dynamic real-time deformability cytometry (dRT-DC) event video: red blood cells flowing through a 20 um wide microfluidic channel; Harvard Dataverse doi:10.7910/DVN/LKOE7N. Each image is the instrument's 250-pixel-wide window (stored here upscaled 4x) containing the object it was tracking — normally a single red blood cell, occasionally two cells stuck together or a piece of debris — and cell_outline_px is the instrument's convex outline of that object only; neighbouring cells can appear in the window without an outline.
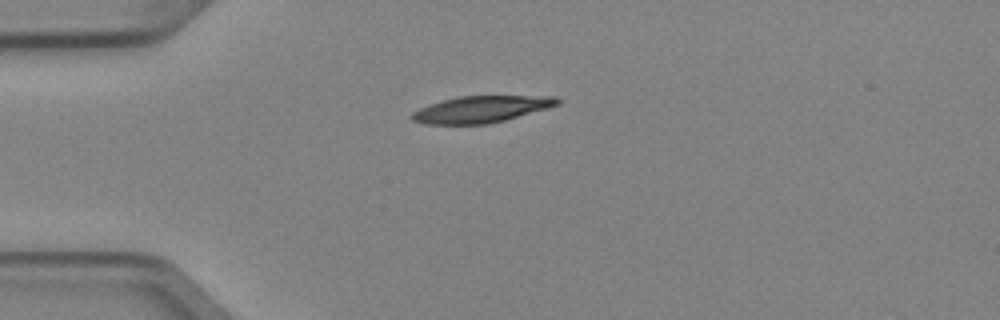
{"species": "Egyptian fruit bat (a non-hibernating species)", "species_latin": "Rousettus aegyptiacus", "temperature_condition": "cold", "stored_images_in_passage": 4, "camera_frame_rate_fps": 3000, "um_per_image_px": 0.085, "animal": {"sex": "female"}, "frame": {"image": 1, "passage_image": 4, "time_ms": 1.0, "image_size_px": [1000, 320], "cell_outline_px": [[560, 104], [548, 108], [504, 120], [488, 124], [424, 124], [412, 120], [408, 116], [412, 112], [428, 104], [460, 96], [556, 96], [560, 100]], "centroid_in_image_um": [40.88, 9.29], "position_along_channel_um": 44.1, "area_um2": 22.54}}